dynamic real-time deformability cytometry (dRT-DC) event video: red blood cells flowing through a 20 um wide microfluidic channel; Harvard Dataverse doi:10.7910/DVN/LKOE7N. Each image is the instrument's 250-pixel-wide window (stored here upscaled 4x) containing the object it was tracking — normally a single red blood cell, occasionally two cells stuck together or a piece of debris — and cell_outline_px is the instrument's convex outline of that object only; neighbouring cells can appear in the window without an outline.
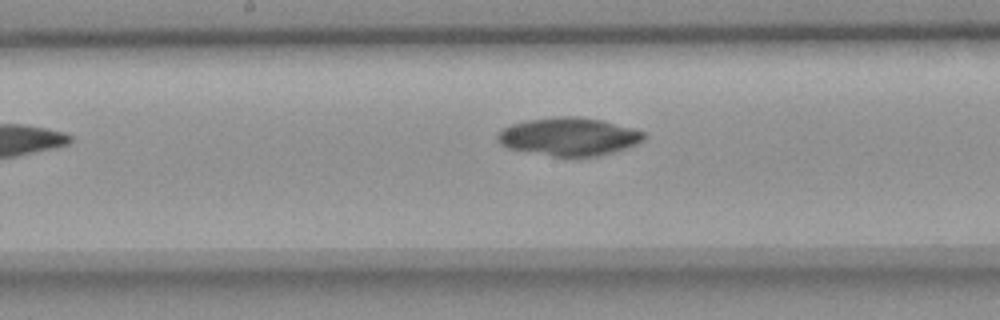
{"species": "common noctule bat (a hibernating species)", "species_latin": "Nyctalus noctula", "temperature_condition": "room temperature", "stored_images_in_passage": 6, "camera_frame_rate_fps": 3000, "um_per_image_px": 0.085, "animal": {"sex": "female", "body_mass_g": 18.4}, "frame": {"image": 1, "passage_image": 5, "time_ms": 1.333, "image_size_px": [1000, 320], "cell_outline_px": [[644, 140], [636, 144], [600, 156], [552, 156], [508, 148], [500, 144], [496, 140], [496, 136], [500, 128], [524, 120], [556, 116], [576, 116], [604, 120], [632, 128], [644, 132]], "centroid_in_image_um": [48.31, 11.59], "position_along_channel_um": 199.9, "area_um2": 32.6}}